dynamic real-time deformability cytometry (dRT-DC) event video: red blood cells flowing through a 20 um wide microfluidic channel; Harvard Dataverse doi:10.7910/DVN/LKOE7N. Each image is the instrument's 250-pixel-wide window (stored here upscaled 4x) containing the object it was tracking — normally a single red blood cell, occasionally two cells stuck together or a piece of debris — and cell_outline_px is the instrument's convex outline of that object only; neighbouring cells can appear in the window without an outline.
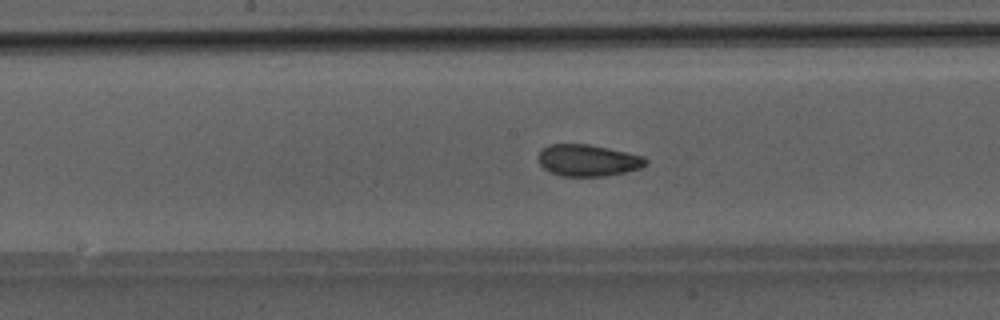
{"species": "Egyptian fruit bat (a non-hibernating species)", "species_latin": "Rousettus aegyptiacus", "temperature_condition": "room temperature", "stored_images_in_passage": 48, "camera_frame_rate_fps": 3000, "um_per_image_px": 0.085, "animal": {"sex": "male"}, "frame": {"image": 1, "passage_image": 25, "time_ms": 8.0, "image_size_px": [1000, 320], "cell_outline_px": [[648, 164], [640, 168], [628, 172], [608, 176], [560, 176], [544, 168], [540, 164], [540, 148], [548, 144], [588, 144], [608, 148], [644, 156], [648, 160]], "centroid_in_image_um": [50.01, 13.63], "position_along_channel_um": 198.2, "area_um2": 19.94}}
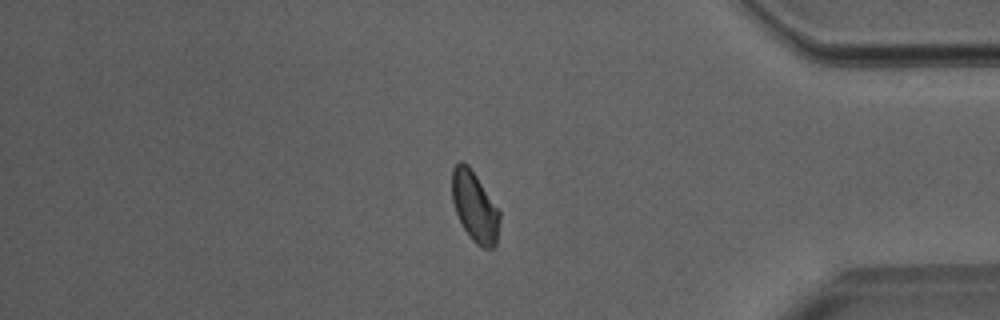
{"frame": {"image": 2, "passage_image": 41, "time_ms": 13.333, "image_size_px": [1000, 320], "cell_outline_px": [[500, 220], [496, 244], [492, 248], [480, 248], [468, 236], [456, 212], [452, 200], [452, 168], [460, 160], [468, 164], [500, 212]], "centroid_in_image_um": [40.34, 17.58], "position_along_channel_um": 394.9, "area_um2": 19.36}}
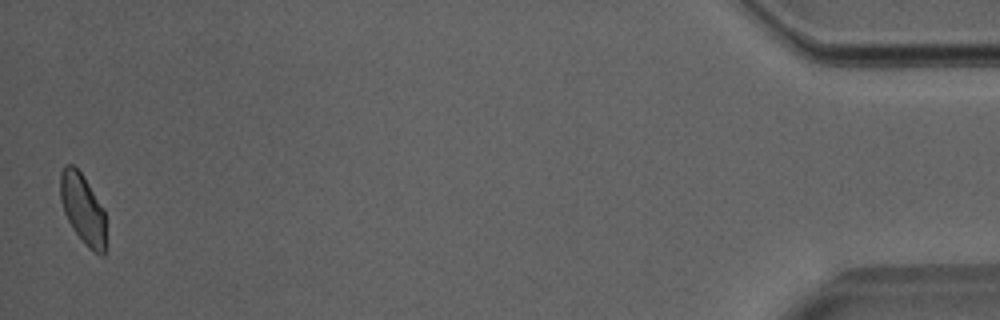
{"frame": {"image": 3, "passage_image": 48, "time_ms": 15.667, "image_size_px": [1000, 320], "cell_outline_px": [[104, 256], [100, 256], [92, 252], [88, 248], [72, 228], [64, 212], [60, 200], [60, 172], [64, 164], [72, 164], [80, 172], [104, 208]], "centroid_in_image_um": [7.01, 17.75], "position_along_channel_um": 428.2, "area_um2": 18.5}}